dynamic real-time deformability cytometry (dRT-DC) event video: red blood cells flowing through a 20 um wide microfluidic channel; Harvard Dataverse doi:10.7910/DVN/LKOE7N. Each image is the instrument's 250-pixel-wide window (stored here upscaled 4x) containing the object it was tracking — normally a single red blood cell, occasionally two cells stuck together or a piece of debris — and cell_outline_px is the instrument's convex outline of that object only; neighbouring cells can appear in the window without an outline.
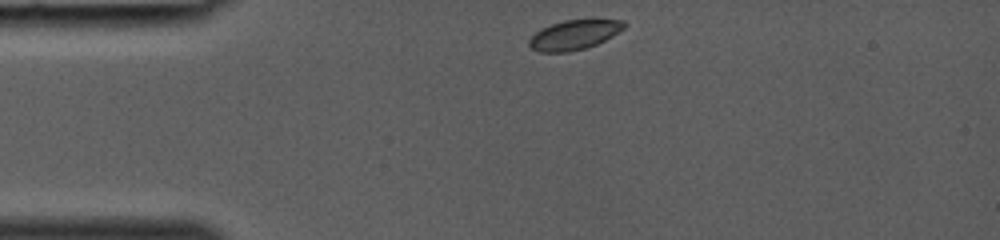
{"species": "common noctule bat (a hibernating species)", "species_latin": "Nyctalus noctula", "temperature_condition": "room temperature", "stored_images_in_passage": 27, "camera_frame_rate_fps": 3000, "um_per_image_px": 0.085, "animal": {"sex": "female", "body_mass_g": 19.0, "forearm_length_mm": 53.3}, "frame": {"image": 1, "passage_image": 1, "time_ms": 0.0, "image_size_px": [1000, 240], "cell_outline_px": [[628, 24], [624, 28], [612, 36], [596, 44], [584, 48], [568, 52], [540, 52], [532, 48], [528, 44], [528, 40], [540, 28], [564, 20], [592, 16], [596, 16], [624, 20]], "centroid_in_image_um": [48.88, 2.88], "position_along_channel_um": 36.1, "area_um2": 17.17}}
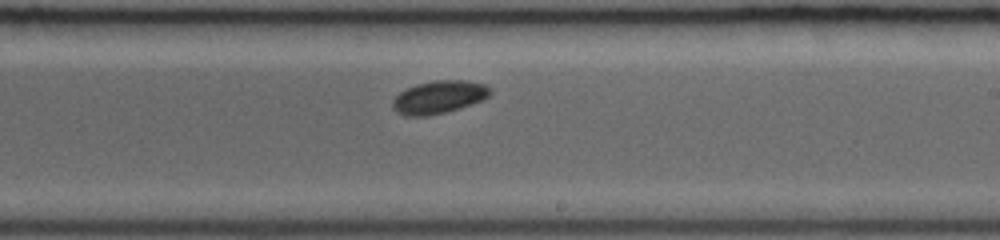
{"frame": {"image": 2, "passage_image": 16, "time_ms": 5.0, "image_size_px": [1000, 240], "cell_outline_px": [[492, 92], [484, 100], [460, 108], [428, 116], [404, 116], [396, 112], [392, 108], [392, 100], [400, 92], [416, 84], [436, 80], [464, 80], [484, 84], [492, 88]], "centroid_in_image_um": [37.31, 8.26], "position_along_channel_um": 251.7, "area_um2": 18.79}}
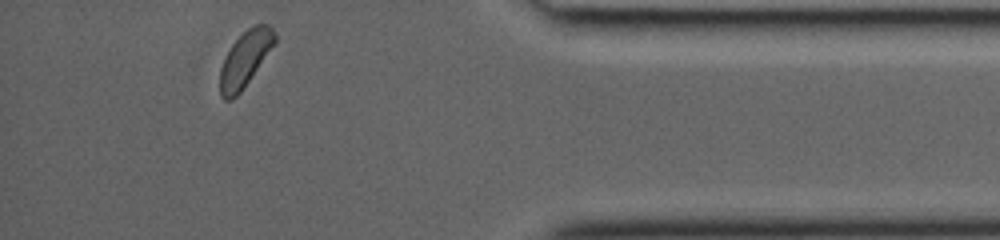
{"frame": {"image": 3, "passage_image": 27, "time_ms": 8.667, "image_size_px": [1000, 240], "cell_outline_px": [[276, 40], [240, 92], [232, 100], [224, 100], [220, 96], [220, 68], [232, 44], [248, 28], [256, 24], [268, 24], [276, 32]], "centroid_in_image_um": [20.81, 5.01], "position_along_channel_um": 414.4, "area_um2": 17.11}}